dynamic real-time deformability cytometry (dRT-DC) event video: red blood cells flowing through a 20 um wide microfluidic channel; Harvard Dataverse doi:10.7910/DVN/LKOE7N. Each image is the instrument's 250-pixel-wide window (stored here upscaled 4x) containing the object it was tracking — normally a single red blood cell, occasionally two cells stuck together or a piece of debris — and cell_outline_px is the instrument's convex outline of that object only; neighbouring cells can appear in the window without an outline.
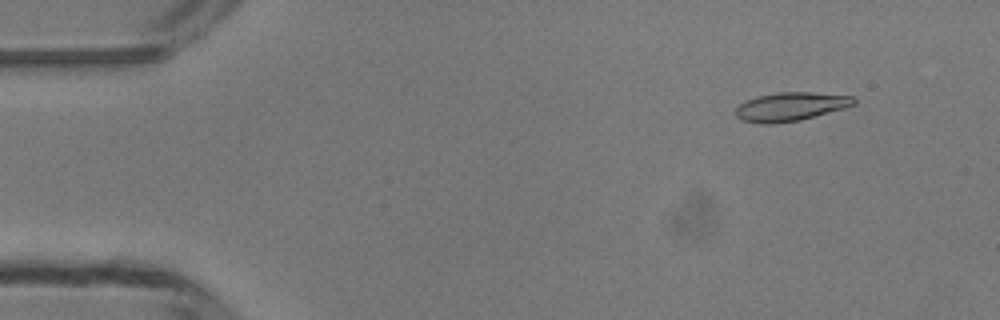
{"species": "common noctule bat (a hibernating species)", "species_latin": "Nyctalus noctula", "temperature_condition": "room temperature", "stored_images_in_passage": 49, "camera_frame_rate_fps": 3000, "um_per_image_px": 0.085, "animal": {"sex": "male", "body_mass_g": 13.3}, "frame": {"image": 1, "passage_image": 5, "time_ms": 1.333, "image_size_px": [1000, 320], "cell_outline_px": [[856, 104], [844, 108], [800, 120], [776, 124], [760, 124], [740, 120], [736, 116], [736, 108], [740, 104], [756, 96], [776, 92], [812, 92], [856, 96]], "centroid_in_image_um": [67.21, 9.06], "position_along_channel_um": 17.8, "area_um2": 19.94}}
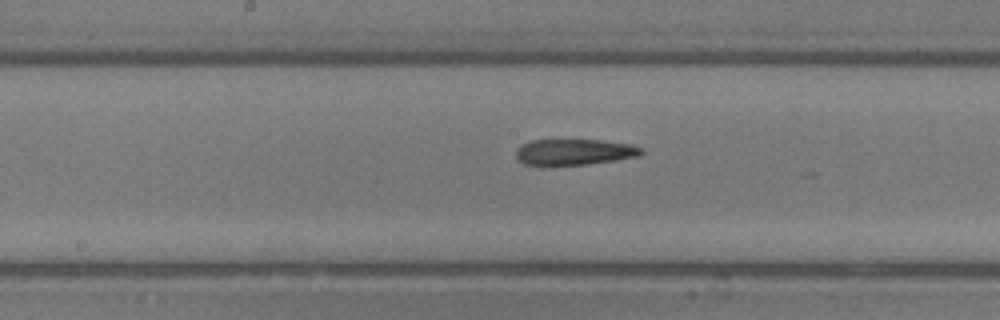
{"frame": {"image": 2, "passage_image": 25, "time_ms": 8.0, "image_size_px": [1000, 320], "cell_outline_px": [[644, 152], [640, 156], [616, 160], [588, 164], [548, 168], [540, 168], [524, 164], [516, 156], [516, 152], [528, 140], [600, 140], [632, 144], [644, 148]], "centroid_in_image_um": [48.81, 12.96], "position_along_channel_um": 199.4, "area_um2": 19.77}}
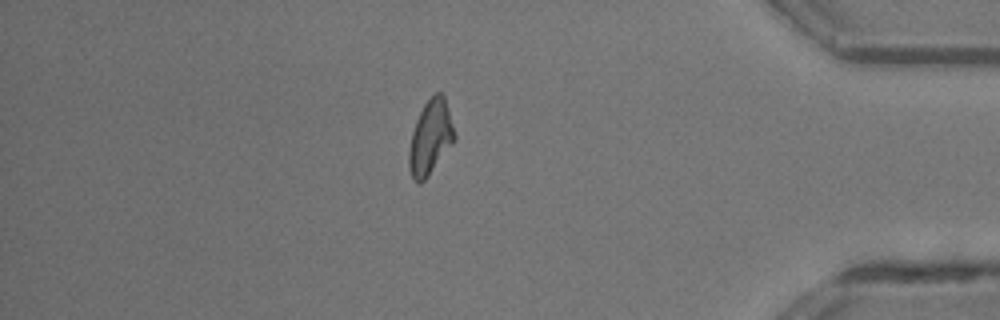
{"frame": {"image": 3, "passage_image": 42, "time_ms": 13.667, "image_size_px": [1000, 320], "cell_outline_px": [[456, 140], [428, 176], [420, 184], [412, 180], [408, 168], [408, 152], [412, 132], [416, 120], [424, 104], [436, 92], [440, 92], [444, 96], [456, 136]], "centroid_in_image_um": [36.57, 11.73], "position_along_channel_um": 398.6, "area_um2": 19.77}, "authors_computed_cell_mechanics": {"area_um2": 19.7098, "velocity_mm_per_s": 4.1931, "shape_relaxation_time_tau1_ms": null, "shape_relaxation_time_tau2_ms": 4.6209, "deformation_change_tau1": null, "deformation_change_tau2": 0.1533}}